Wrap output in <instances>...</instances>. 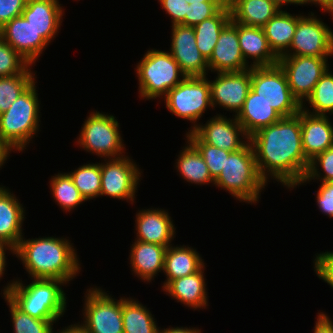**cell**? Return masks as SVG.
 <instances>
[{"mask_svg":"<svg viewBox=\"0 0 333 333\" xmlns=\"http://www.w3.org/2000/svg\"><path fill=\"white\" fill-rule=\"evenodd\" d=\"M250 143L258 172L267 184L275 180L291 191L305 178L310 162L303 153L301 110L260 129L250 136Z\"/></svg>","mask_w":333,"mask_h":333,"instance_id":"obj_1","label":"cell"},{"mask_svg":"<svg viewBox=\"0 0 333 333\" xmlns=\"http://www.w3.org/2000/svg\"><path fill=\"white\" fill-rule=\"evenodd\" d=\"M69 237L24 236L15 249V256L25 267L30 279H58L69 285L82 271L76 247Z\"/></svg>","mask_w":333,"mask_h":333,"instance_id":"obj_2","label":"cell"},{"mask_svg":"<svg viewBox=\"0 0 333 333\" xmlns=\"http://www.w3.org/2000/svg\"><path fill=\"white\" fill-rule=\"evenodd\" d=\"M31 280L29 284H24L20 278H15L3 286L0 294L31 317L40 320L61 319L67 310L68 300L63 290L67 283L58 279Z\"/></svg>","mask_w":333,"mask_h":333,"instance_id":"obj_3","label":"cell"},{"mask_svg":"<svg viewBox=\"0 0 333 333\" xmlns=\"http://www.w3.org/2000/svg\"><path fill=\"white\" fill-rule=\"evenodd\" d=\"M213 185L225 190L240 203L256 205L259 202L261 192L268 184L258 172L250 141L242 149L229 154Z\"/></svg>","mask_w":333,"mask_h":333,"instance_id":"obj_4","label":"cell"},{"mask_svg":"<svg viewBox=\"0 0 333 333\" xmlns=\"http://www.w3.org/2000/svg\"><path fill=\"white\" fill-rule=\"evenodd\" d=\"M36 83L35 80L6 112L0 114V137L13 152L27 150L32 139L38 136L42 109Z\"/></svg>","mask_w":333,"mask_h":333,"instance_id":"obj_5","label":"cell"},{"mask_svg":"<svg viewBox=\"0 0 333 333\" xmlns=\"http://www.w3.org/2000/svg\"><path fill=\"white\" fill-rule=\"evenodd\" d=\"M140 99H162L186 75L168 51L149 49L134 68Z\"/></svg>","mask_w":333,"mask_h":333,"instance_id":"obj_6","label":"cell"},{"mask_svg":"<svg viewBox=\"0 0 333 333\" xmlns=\"http://www.w3.org/2000/svg\"><path fill=\"white\" fill-rule=\"evenodd\" d=\"M86 116L74 143L86 153L94 154L102 159L119 158L124 156L122 131L118 119L108 112L93 110ZM124 153V154H123Z\"/></svg>","mask_w":333,"mask_h":333,"instance_id":"obj_7","label":"cell"},{"mask_svg":"<svg viewBox=\"0 0 333 333\" xmlns=\"http://www.w3.org/2000/svg\"><path fill=\"white\" fill-rule=\"evenodd\" d=\"M208 76H186L162 98L172 115L192 123L186 133L192 132L199 125L207 109L213 110Z\"/></svg>","mask_w":333,"mask_h":333,"instance_id":"obj_8","label":"cell"},{"mask_svg":"<svg viewBox=\"0 0 333 333\" xmlns=\"http://www.w3.org/2000/svg\"><path fill=\"white\" fill-rule=\"evenodd\" d=\"M105 291L95 285L84 293L83 321L77 324L85 333H123L122 297Z\"/></svg>","mask_w":333,"mask_h":333,"instance_id":"obj_9","label":"cell"},{"mask_svg":"<svg viewBox=\"0 0 333 333\" xmlns=\"http://www.w3.org/2000/svg\"><path fill=\"white\" fill-rule=\"evenodd\" d=\"M251 89L282 117L296 115L301 110V104L292 95L279 64L251 67Z\"/></svg>","mask_w":333,"mask_h":333,"instance_id":"obj_10","label":"cell"},{"mask_svg":"<svg viewBox=\"0 0 333 333\" xmlns=\"http://www.w3.org/2000/svg\"><path fill=\"white\" fill-rule=\"evenodd\" d=\"M297 14V26L289 49L282 56H333V30L314 12Z\"/></svg>","mask_w":333,"mask_h":333,"instance_id":"obj_11","label":"cell"},{"mask_svg":"<svg viewBox=\"0 0 333 333\" xmlns=\"http://www.w3.org/2000/svg\"><path fill=\"white\" fill-rule=\"evenodd\" d=\"M128 153L119 158L101 162V196L135 203L142 171Z\"/></svg>","mask_w":333,"mask_h":333,"instance_id":"obj_12","label":"cell"},{"mask_svg":"<svg viewBox=\"0 0 333 333\" xmlns=\"http://www.w3.org/2000/svg\"><path fill=\"white\" fill-rule=\"evenodd\" d=\"M278 64L285 72L292 95L302 104L330 68L328 58L280 56Z\"/></svg>","mask_w":333,"mask_h":333,"instance_id":"obj_13","label":"cell"},{"mask_svg":"<svg viewBox=\"0 0 333 333\" xmlns=\"http://www.w3.org/2000/svg\"><path fill=\"white\" fill-rule=\"evenodd\" d=\"M210 83V100L215 107L237 116L242 110L247 94L251 88V68L240 72L215 73Z\"/></svg>","mask_w":333,"mask_h":333,"instance_id":"obj_14","label":"cell"},{"mask_svg":"<svg viewBox=\"0 0 333 333\" xmlns=\"http://www.w3.org/2000/svg\"><path fill=\"white\" fill-rule=\"evenodd\" d=\"M215 114L205 124L200 122L193 132L204 143L211 146L229 152L242 149L250 141V137L238 122L236 116L228 118L223 113L217 114L216 112Z\"/></svg>","mask_w":333,"mask_h":333,"instance_id":"obj_15","label":"cell"},{"mask_svg":"<svg viewBox=\"0 0 333 333\" xmlns=\"http://www.w3.org/2000/svg\"><path fill=\"white\" fill-rule=\"evenodd\" d=\"M169 53L186 76H207V60L197 48L194 28L182 24L171 25Z\"/></svg>","mask_w":333,"mask_h":333,"instance_id":"obj_16","label":"cell"},{"mask_svg":"<svg viewBox=\"0 0 333 333\" xmlns=\"http://www.w3.org/2000/svg\"><path fill=\"white\" fill-rule=\"evenodd\" d=\"M136 238L145 243L159 244L168 248L176 237V227L166 209L150 207L138 209L135 215Z\"/></svg>","mask_w":333,"mask_h":333,"instance_id":"obj_17","label":"cell"},{"mask_svg":"<svg viewBox=\"0 0 333 333\" xmlns=\"http://www.w3.org/2000/svg\"><path fill=\"white\" fill-rule=\"evenodd\" d=\"M0 37L32 66L49 46L22 15L0 28Z\"/></svg>","mask_w":333,"mask_h":333,"instance_id":"obj_18","label":"cell"},{"mask_svg":"<svg viewBox=\"0 0 333 333\" xmlns=\"http://www.w3.org/2000/svg\"><path fill=\"white\" fill-rule=\"evenodd\" d=\"M210 72H240L250 67L239 45L237 23L232 19L221 31L211 57L207 60Z\"/></svg>","mask_w":333,"mask_h":333,"instance_id":"obj_19","label":"cell"},{"mask_svg":"<svg viewBox=\"0 0 333 333\" xmlns=\"http://www.w3.org/2000/svg\"><path fill=\"white\" fill-rule=\"evenodd\" d=\"M59 0H27L22 16L48 44L61 29L65 9ZM52 40V41H51Z\"/></svg>","mask_w":333,"mask_h":333,"instance_id":"obj_20","label":"cell"},{"mask_svg":"<svg viewBox=\"0 0 333 333\" xmlns=\"http://www.w3.org/2000/svg\"><path fill=\"white\" fill-rule=\"evenodd\" d=\"M9 187L0 185V242L17 248L24 236L26 210Z\"/></svg>","mask_w":333,"mask_h":333,"instance_id":"obj_21","label":"cell"},{"mask_svg":"<svg viewBox=\"0 0 333 333\" xmlns=\"http://www.w3.org/2000/svg\"><path fill=\"white\" fill-rule=\"evenodd\" d=\"M303 153L310 162L333 146V124L329 116L312 115L301 109Z\"/></svg>","mask_w":333,"mask_h":333,"instance_id":"obj_22","label":"cell"},{"mask_svg":"<svg viewBox=\"0 0 333 333\" xmlns=\"http://www.w3.org/2000/svg\"><path fill=\"white\" fill-rule=\"evenodd\" d=\"M206 264L191 275L172 280L164 289L172 300L195 310L206 309L209 306L207 283L204 273Z\"/></svg>","mask_w":333,"mask_h":333,"instance_id":"obj_23","label":"cell"},{"mask_svg":"<svg viewBox=\"0 0 333 333\" xmlns=\"http://www.w3.org/2000/svg\"><path fill=\"white\" fill-rule=\"evenodd\" d=\"M129 259L132 275L150 284L164 271L166 247L159 244L132 241Z\"/></svg>","mask_w":333,"mask_h":333,"instance_id":"obj_24","label":"cell"},{"mask_svg":"<svg viewBox=\"0 0 333 333\" xmlns=\"http://www.w3.org/2000/svg\"><path fill=\"white\" fill-rule=\"evenodd\" d=\"M237 32L243 58L250 67L278 64L279 57L270 48L263 28L237 23Z\"/></svg>","mask_w":333,"mask_h":333,"instance_id":"obj_25","label":"cell"},{"mask_svg":"<svg viewBox=\"0 0 333 333\" xmlns=\"http://www.w3.org/2000/svg\"><path fill=\"white\" fill-rule=\"evenodd\" d=\"M189 246L172 244L166 249L163 271L166 278L162 290L172 280L198 272L206 264L197 249Z\"/></svg>","mask_w":333,"mask_h":333,"instance_id":"obj_26","label":"cell"},{"mask_svg":"<svg viewBox=\"0 0 333 333\" xmlns=\"http://www.w3.org/2000/svg\"><path fill=\"white\" fill-rule=\"evenodd\" d=\"M236 118L250 137L260 129L274 124L282 116L250 88Z\"/></svg>","mask_w":333,"mask_h":333,"instance_id":"obj_27","label":"cell"},{"mask_svg":"<svg viewBox=\"0 0 333 333\" xmlns=\"http://www.w3.org/2000/svg\"><path fill=\"white\" fill-rule=\"evenodd\" d=\"M231 19L247 26L263 27L280 9L270 0H227Z\"/></svg>","mask_w":333,"mask_h":333,"instance_id":"obj_28","label":"cell"},{"mask_svg":"<svg viewBox=\"0 0 333 333\" xmlns=\"http://www.w3.org/2000/svg\"><path fill=\"white\" fill-rule=\"evenodd\" d=\"M185 146L180 150L174 166L184 181L196 185H213L214 179L209 173L208 166L197 148L185 139Z\"/></svg>","mask_w":333,"mask_h":333,"instance_id":"obj_29","label":"cell"},{"mask_svg":"<svg viewBox=\"0 0 333 333\" xmlns=\"http://www.w3.org/2000/svg\"><path fill=\"white\" fill-rule=\"evenodd\" d=\"M297 26V14L280 10L262 28L272 51L282 56L290 47Z\"/></svg>","mask_w":333,"mask_h":333,"instance_id":"obj_30","label":"cell"},{"mask_svg":"<svg viewBox=\"0 0 333 333\" xmlns=\"http://www.w3.org/2000/svg\"><path fill=\"white\" fill-rule=\"evenodd\" d=\"M231 21V10L227 3L214 16L194 26L197 48L208 60L217 44L221 31Z\"/></svg>","mask_w":333,"mask_h":333,"instance_id":"obj_31","label":"cell"},{"mask_svg":"<svg viewBox=\"0 0 333 333\" xmlns=\"http://www.w3.org/2000/svg\"><path fill=\"white\" fill-rule=\"evenodd\" d=\"M122 319L123 333L159 332L160 326L152 312L133 297H122Z\"/></svg>","mask_w":333,"mask_h":333,"instance_id":"obj_32","label":"cell"},{"mask_svg":"<svg viewBox=\"0 0 333 333\" xmlns=\"http://www.w3.org/2000/svg\"><path fill=\"white\" fill-rule=\"evenodd\" d=\"M49 187L55 203L64 212L71 213L86 202L67 172H58L51 176Z\"/></svg>","mask_w":333,"mask_h":333,"instance_id":"obj_33","label":"cell"},{"mask_svg":"<svg viewBox=\"0 0 333 333\" xmlns=\"http://www.w3.org/2000/svg\"><path fill=\"white\" fill-rule=\"evenodd\" d=\"M306 103L309 106L306 107ZM301 109L312 115L331 116L333 114V73L330 69L320 78L312 93L301 104Z\"/></svg>","mask_w":333,"mask_h":333,"instance_id":"obj_34","label":"cell"},{"mask_svg":"<svg viewBox=\"0 0 333 333\" xmlns=\"http://www.w3.org/2000/svg\"><path fill=\"white\" fill-rule=\"evenodd\" d=\"M88 163V164H87ZM84 163L77 169L67 172L74 185L86 201L100 197L101 193V163Z\"/></svg>","mask_w":333,"mask_h":333,"instance_id":"obj_35","label":"cell"},{"mask_svg":"<svg viewBox=\"0 0 333 333\" xmlns=\"http://www.w3.org/2000/svg\"><path fill=\"white\" fill-rule=\"evenodd\" d=\"M32 69V65H29L21 74L0 77V114L6 112L20 94L36 80V72Z\"/></svg>","mask_w":333,"mask_h":333,"instance_id":"obj_36","label":"cell"},{"mask_svg":"<svg viewBox=\"0 0 333 333\" xmlns=\"http://www.w3.org/2000/svg\"><path fill=\"white\" fill-rule=\"evenodd\" d=\"M4 300L9 307L13 333H52L53 325L59 320H40L23 313L7 297Z\"/></svg>","mask_w":333,"mask_h":333,"instance_id":"obj_37","label":"cell"},{"mask_svg":"<svg viewBox=\"0 0 333 333\" xmlns=\"http://www.w3.org/2000/svg\"><path fill=\"white\" fill-rule=\"evenodd\" d=\"M185 138L200 152L208 166L211 177L215 180L221 173L225 160L231 152L204 143L193 131L186 133Z\"/></svg>","mask_w":333,"mask_h":333,"instance_id":"obj_38","label":"cell"},{"mask_svg":"<svg viewBox=\"0 0 333 333\" xmlns=\"http://www.w3.org/2000/svg\"><path fill=\"white\" fill-rule=\"evenodd\" d=\"M312 180H317V183L333 181V146L310 161L305 178L293 189L299 185H306Z\"/></svg>","mask_w":333,"mask_h":333,"instance_id":"obj_39","label":"cell"},{"mask_svg":"<svg viewBox=\"0 0 333 333\" xmlns=\"http://www.w3.org/2000/svg\"><path fill=\"white\" fill-rule=\"evenodd\" d=\"M30 64L0 37V77L21 74Z\"/></svg>","mask_w":333,"mask_h":333,"instance_id":"obj_40","label":"cell"},{"mask_svg":"<svg viewBox=\"0 0 333 333\" xmlns=\"http://www.w3.org/2000/svg\"><path fill=\"white\" fill-rule=\"evenodd\" d=\"M227 2H193L185 16V26L194 27L200 22L214 16Z\"/></svg>","mask_w":333,"mask_h":333,"instance_id":"obj_41","label":"cell"},{"mask_svg":"<svg viewBox=\"0 0 333 333\" xmlns=\"http://www.w3.org/2000/svg\"><path fill=\"white\" fill-rule=\"evenodd\" d=\"M313 265L316 276L333 289V251H323L315 254Z\"/></svg>","mask_w":333,"mask_h":333,"instance_id":"obj_42","label":"cell"},{"mask_svg":"<svg viewBox=\"0 0 333 333\" xmlns=\"http://www.w3.org/2000/svg\"><path fill=\"white\" fill-rule=\"evenodd\" d=\"M161 8L168 14L171 19V25H185V16L189 3L185 0H158Z\"/></svg>","mask_w":333,"mask_h":333,"instance_id":"obj_43","label":"cell"},{"mask_svg":"<svg viewBox=\"0 0 333 333\" xmlns=\"http://www.w3.org/2000/svg\"><path fill=\"white\" fill-rule=\"evenodd\" d=\"M316 194V205L320 212L327 215L329 218H333V181L332 182H320Z\"/></svg>","mask_w":333,"mask_h":333,"instance_id":"obj_44","label":"cell"},{"mask_svg":"<svg viewBox=\"0 0 333 333\" xmlns=\"http://www.w3.org/2000/svg\"><path fill=\"white\" fill-rule=\"evenodd\" d=\"M27 0H0V28L14 17L21 16Z\"/></svg>","mask_w":333,"mask_h":333,"instance_id":"obj_45","label":"cell"},{"mask_svg":"<svg viewBox=\"0 0 333 333\" xmlns=\"http://www.w3.org/2000/svg\"><path fill=\"white\" fill-rule=\"evenodd\" d=\"M315 319L316 321L313 328V333H333V321L331 317L326 314V312H318Z\"/></svg>","mask_w":333,"mask_h":333,"instance_id":"obj_46","label":"cell"},{"mask_svg":"<svg viewBox=\"0 0 333 333\" xmlns=\"http://www.w3.org/2000/svg\"><path fill=\"white\" fill-rule=\"evenodd\" d=\"M6 252L9 254H13L15 255V248H13L12 246L4 243V242H0V279L3 278L6 268H7V257H6Z\"/></svg>","mask_w":333,"mask_h":333,"instance_id":"obj_47","label":"cell"},{"mask_svg":"<svg viewBox=\"0 0 333 333\" xmlns=\"http://www.w3.org/2000/svg\"><path fill=\"white\" fill-rule=\"evenodd\" d=\"M302 1V6L306 5H315L316 7L318 6L321 10L322 13H329L331 15L332 20H333V0H301Z\"/></svg>","mask_w":333,"mask_h":333,"instance_id":"obj_48","label":"cell"},{"mask_svg":"<svg viewBox=\"0 0 333 333\" xmlns=\"http://www.w3.org/2000/svg\"><path fill=\"white\" fill-rule=\"evenodd\" d=\"M158 333H202L201 332V329L197 328V327H178V326H175V327H167L166 329L165 328H159V332Z\"/></svg>","mask_w":333,"mask_h":333,"instance_id":"obj_49","label":"cell"},{"mask_svg":"<svg viewBox=\"0 0 333 333\" xmlns=\"http://www.w3.org/2000/svg\"><path fill=\"white\" fill-rule=\"evenodd\" d=\"M11 153H12V149L0 137V168L1 169L5 165L6 161L9 159Z\"/></svg>","mask_w":333,"mask_h":333,"instance_id":"obj_50","label":"cell"},{"mask_svg":"<svg viewBox=\"0 0 333 333\" xmlns=\"http://www.w3.org/2000/svg\"><path fill=\"white\" fill-rule=\"evenodd\" d=\"M58 331H52V333H85L80 327L79 325L77 324V322L71 324V325H68L67 327L65 326L64 328H61L58 329Z\"/></svg>","mask_w":333,"mask_h":333,"instance_id":"obj_51","label":"cell"},{"mask_svg":"<svg viewBox=\"0 0 333 333\" xmlns=\"http://www.w3.org/2000/svg\"><path fill=\"white\" fill-rule=\"evenodd\" d=\"M272 3H274L280 10H285L283 6H289L291 5H296V6H302V1L301 0H270ZM283 8V9H282Z\"/></svg>","mask_w":333,"mask_h":333,"instance_id":"obj_52","label":"cell"},{"mask_svg":"<svg viewBox=\"0 0 333 333\" xmlns=\"http://www.w3.org/2000/svg\"><path fill=\"white\" fill-rule=\"evenodd\" d=\"M188 3H193V2H227V0H185Z\"/></svg>","mask_w":333,"mask_h":333,"instance_id":"obj_53","label":"cell"}]
</instances>
